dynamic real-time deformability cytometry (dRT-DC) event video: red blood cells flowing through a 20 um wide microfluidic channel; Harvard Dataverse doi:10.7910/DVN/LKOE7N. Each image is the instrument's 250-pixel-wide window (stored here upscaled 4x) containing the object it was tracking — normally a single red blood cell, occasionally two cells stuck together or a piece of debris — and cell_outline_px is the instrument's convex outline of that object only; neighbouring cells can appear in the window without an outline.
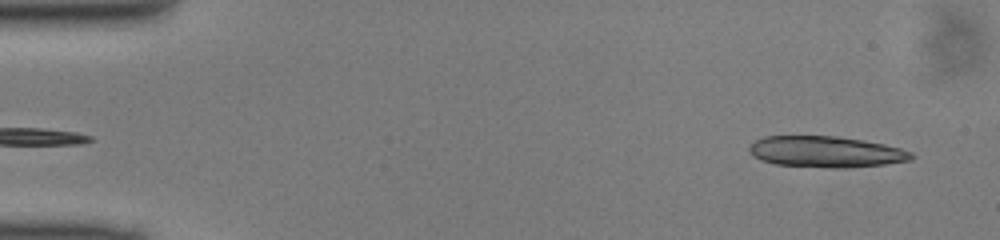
{"species": "common noctule bat (a hibernating species)", "species_latin": "Nyctalus noctula", "temperature_condition": "cold", "stored_images_in_passage": 48, "segment_of_instrument_passage": [1, 2], "camera_frame_rate_fps": 3000, "um_per_image_px": 0.085, "animal": {"sex": "male", "body_mass_g": 13.0, "forearm_length_mm": 53.1}, "frame": {"image": 1, "passage_image": 2, "time_ms": 0.333, "image_size_px": [1000, 240], "cell_outline_px": [[916, 156], [912, 160], [884, 164], [844, 168], [832, 168], [776, 164], [760, 160], [752, 156], [748, 148], [756, 140], [764, 136], [836, 136], [864, 140], [884, 144], [900, 148], [912, 152]], "centroid_in_image_um": [70.22, 12.9], "position_along_channel_um": 14.8, "area_um2": 29.48}}